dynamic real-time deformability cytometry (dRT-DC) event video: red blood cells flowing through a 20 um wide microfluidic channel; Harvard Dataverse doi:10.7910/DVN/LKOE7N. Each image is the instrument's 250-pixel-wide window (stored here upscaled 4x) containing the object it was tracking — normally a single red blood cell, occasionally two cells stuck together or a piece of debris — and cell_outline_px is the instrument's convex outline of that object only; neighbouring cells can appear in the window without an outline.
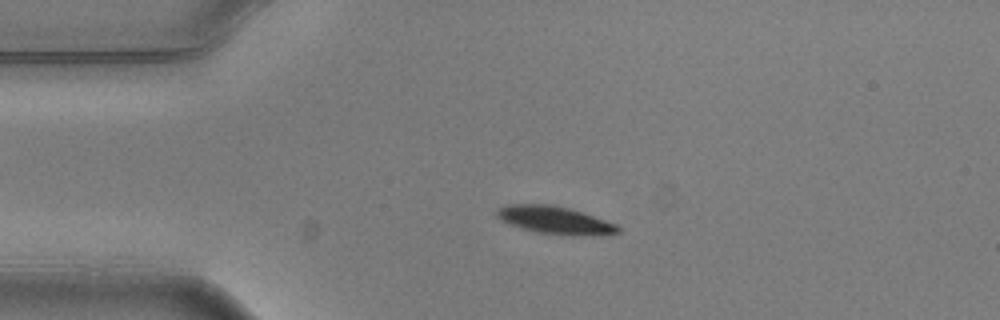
{"species": "common noctule bat (a hibernating species)", "species_latin": "Nyctalus noctula", "temperature_condition": "warm", "stored_images_in_passage": 3, "camera_frame_rate_fps": 3000, "um_per_image_px": 0.085, "animal": {"sex": "male", "body_mass_g": 20.5, "forearm_length_mm": 52.5}, "frame": {"image": 1, "passage_image": 3, "time_ms": 0.667, "image_size_px": [1000, 320], "cell_outline_px": [[620, 232], [600, 236], [572, 236], [536, 232], [500, 220], [496, 216], [496, 208], [508, 204], [552, 204], [568, 208], [616, 224], [620, 228]], "centroid_in_image_um": [47.17, 18.72], "position_along_channel_um": 37.8, "area_um2": 19.54}}